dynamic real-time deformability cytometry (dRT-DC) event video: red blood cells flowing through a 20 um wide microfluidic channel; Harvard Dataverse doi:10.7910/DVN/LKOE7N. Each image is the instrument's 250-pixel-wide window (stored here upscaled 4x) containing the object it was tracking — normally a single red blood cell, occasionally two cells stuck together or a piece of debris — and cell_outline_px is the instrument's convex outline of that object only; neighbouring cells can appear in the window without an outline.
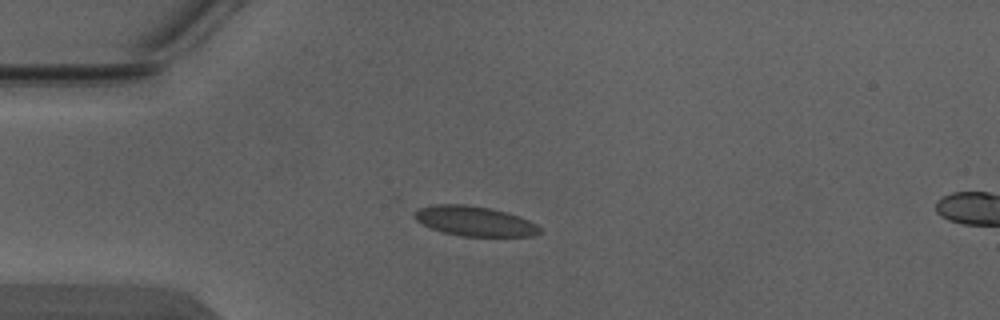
{"species": "Egyptian fruit bat (a non-hibernating species)", "species_latin": "Rousettus aegyptiacus", "temperature_condition": "warm", "stored_images_in_passage": 5, "camera_frame_rate_fps": 3000, "um_per_image_px": 0.085, "animal": {"sex": "male"}, "frame": {"image": 1, "passage_image": 4, "time_ms": 1.0, "image_size_px": [1000, 320], "cell_outline_px": [[540, 232], [532, 236], [464, 236], [444, 232], [432, 228], [416, 220], [412, 216], [420, 208], [436, 204], [464, 204], [492, 208], [528, 220], [536, 224], [540, 228]], "centroid_in_image_um": [40.33, 18.79], "position_along_channel_um": 44.7, "area_um2": 21.39}}